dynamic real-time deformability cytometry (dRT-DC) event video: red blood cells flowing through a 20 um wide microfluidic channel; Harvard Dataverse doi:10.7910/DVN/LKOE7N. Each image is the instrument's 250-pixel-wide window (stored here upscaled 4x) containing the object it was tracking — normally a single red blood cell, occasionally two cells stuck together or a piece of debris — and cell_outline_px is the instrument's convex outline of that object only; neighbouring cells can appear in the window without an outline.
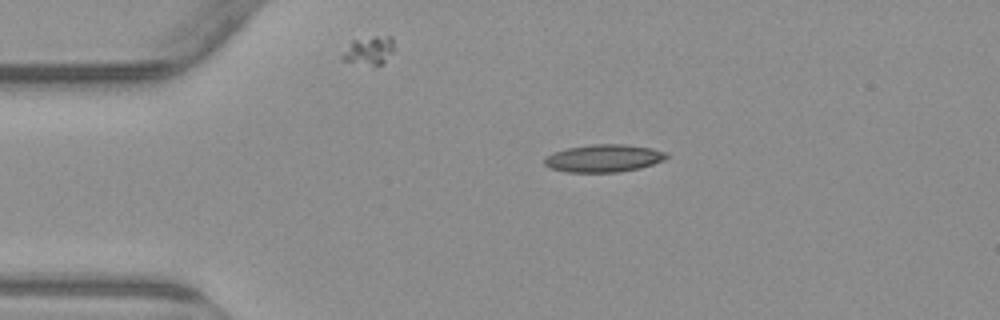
{"species": "common noctule bat (a hibernating species)", "species_latin": "Nyctalus noctula", "temperature_condition": "warm", "stored_images_in_passage": 44, "camera_frame_rate_fps": 3000, "um_per_image_px": 0.085, "animal": {"sex": "male", "body_mass_g": 23.1, "forearm_length_mm": 52.7}, "frame": {"image": 1, "passage_image": 1, "time_ms": 0.0, "image_size_px": [1000, 320], "cell_outline_px": [[668, 156], [664, 160], [640, 168], [616, 172], [568, 172], [552, 168], [544, 164], [544, 160], [552, 152], [568, 148], [592, 144], [624, 144], [652, 148], [668, 152]], "centroid_in_image_um": [51.35, 13.44], "position_along_channel_um": 33.7, "area_um2": 19.54}}
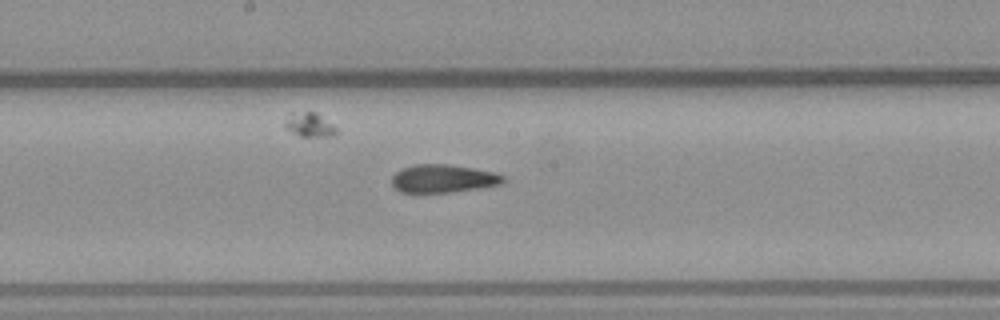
{"frame": {"image": 2, "passage_image": 18, "time_ms": 5.667, "image_size_px": [1000, 320], "cell_outline_px": [[508, 180], [504, 184], [480, 188], [452, 192], [400, 192], [392, 184], [392, 176], [400, 168], [412, 164], [448, 164], [496, 172], [504, 176]], "centroid_in_image_um": [37.71, 15.17], "position_along_channel_um": 210.5, "area_um2": 18.5}}
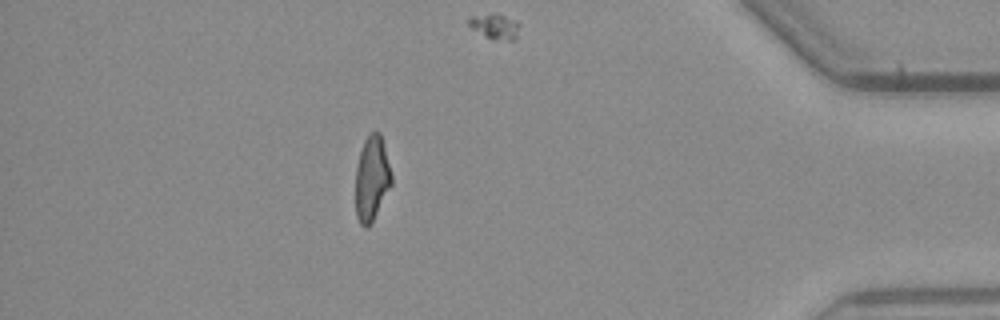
{"frame": {"image": 3, "passage_image": 37, "time_ms": 12.0, "image_size_px": [1000, 320], "cell_outline_px": [[392, 184], [372, 220], [364, 228], [360, 224], [356, 216], [356, 164], [364, 140], [372, 132], [380, 132], [392, 176]], "centroid_in_image_um": [31.59, 15.15], "position_along_channel_um": 403.6, "area_um2": 17.4}, "authors_computed_cell_mechanics": {"area_um2": 18.785, "velocity_mm_per_s": 3.8327, "shape_relaxation_time_tau1_ms": 8.9883, "shape_relaxation_time_tau2_ms": 2.3645, "deformation_change_tau1": 0.2243, "deformation_change_tau2": 0.1035}}